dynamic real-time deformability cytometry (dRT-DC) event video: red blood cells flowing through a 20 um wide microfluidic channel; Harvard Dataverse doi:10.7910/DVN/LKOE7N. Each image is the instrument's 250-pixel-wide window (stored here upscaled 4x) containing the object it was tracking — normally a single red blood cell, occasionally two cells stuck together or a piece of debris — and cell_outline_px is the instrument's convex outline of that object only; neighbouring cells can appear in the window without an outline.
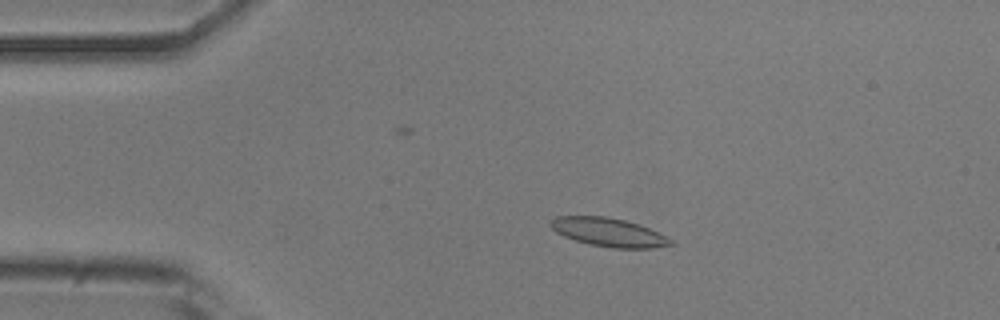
{"species": "common noctule bat (a hibernating species)", "species_latin": "Nyctalus noctula", "temperature_condition": "room temperature", "stored_images_in_passage": 45, "camera_frame_rate_fps": 3000, "um_per_image_px": 0.085, "animal": {"sex": "male", "body_mass_g": 20.5, "forearm_length_mm": 52.5}, "frame": {"image": 1, "passage_image": 3, "time_ms": 0.667, "image_size_px": [1000, 320], "cell_outline_px": [[676, 244], [652, 248], [612, 248], [592, 244], [576, 240], [564, 236], [556, 232], [548, 224], [556, 216], [604, 216], [624, 220], [640, 224], [672, 240]], "centroid_in_image_um": [51.73, 19.74], "position_along_channel_um": 33.3, "area_um2": 19.77}}
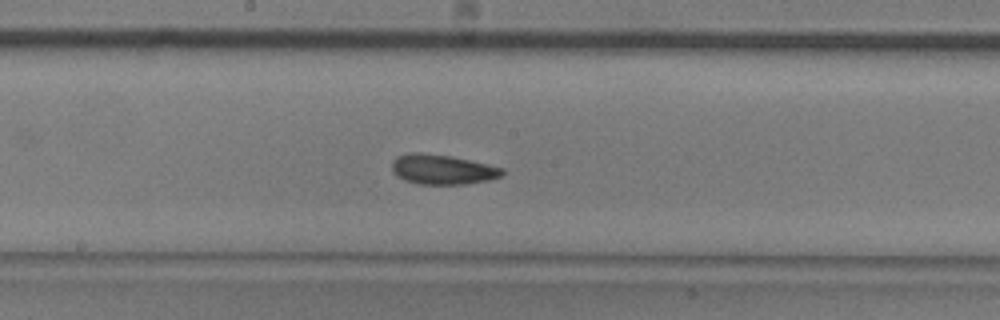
{"frame": {"image": 2, "passage_image": 20, "time_ms": 6.333, "image_size_px": [1000, 320], "cell_outline_px": [[504, 176], [488, 180], [464, 184], [416, 184], [404, 180], [396, 176], [392, 172], [392, 160], [396, 156], [408, 152], [420, 152], [452, 156], [488, 164], [504, 168]], "centroid_in_image_um": [37.58, 14.39], "position_along_channel_um": 210.6, "area_um2": 19.54}}
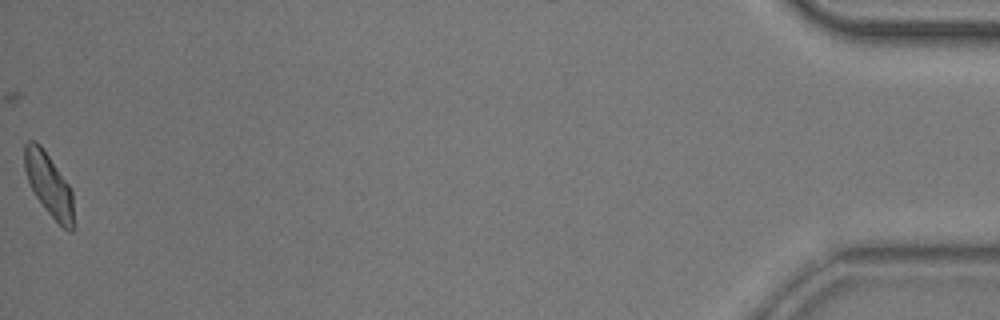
{"frame": {"image": 3, "passage_image": 45, "time_ms": 14.667, "image_size_px": [1000, 320], "cell_outline_px": [[72, 232], [68, 232], [44, 208], [36, 196], [28, 180], [24, 168], [24, 144], [28, 140], [36, 140], [40, 144], [68, 184], [72, 192]], "centroid_in_image_um": [4.12, 15.64], "position_along_channel_um": 431.1, "area_um2": 17.51}, "authors_computed_cell_mechanics": {"area_um2": 18.5538, "velocity_mm_per_s": 3.8413, "shape_relaxation_time_tau1_ms": 3.3211, "shape_relaxation_time_tau2_ms": 2.809, "deformation_change_tau1": 0.1028, "deformation_change_tau2": 0.0817}}